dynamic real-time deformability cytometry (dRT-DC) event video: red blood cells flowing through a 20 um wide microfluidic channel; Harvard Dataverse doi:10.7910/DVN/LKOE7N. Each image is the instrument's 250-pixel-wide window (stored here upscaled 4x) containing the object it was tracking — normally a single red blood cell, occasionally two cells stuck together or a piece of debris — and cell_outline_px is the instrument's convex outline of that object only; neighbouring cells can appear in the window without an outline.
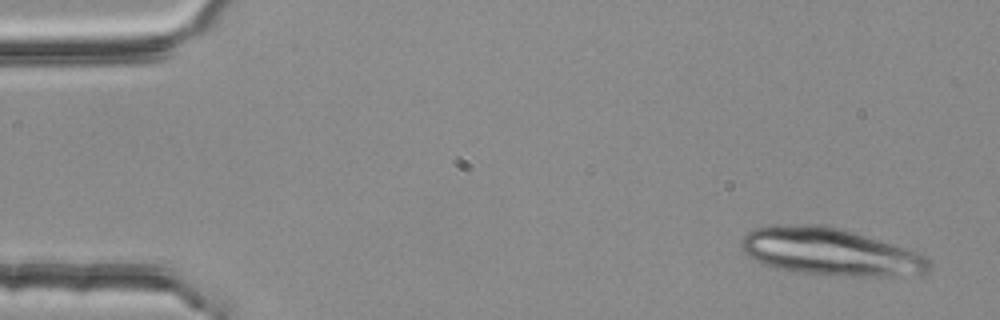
{"species": "common noctule bat (a hibernating species)", "species_latin": "Nyctalus noctula", "temperature_condition": "room temperature", "stored_images_in_passage": 3, "camera_frame_rate_fps": 3000, "um_per_image_px": 0.085, "animal": {"sex": "female", "body_mass_g": 25.1}, "frame": {"image": 1, "passage_image": 1, "time_ms": 0.0, "image_size_px": [1000, 320], "cell_outline_px": [[932, 264], [920, 276], [840, 276], [804, 272], [776, 268], [764, 264], [748, 256], [740, 248], [740, 240], [752, 228], [776, 224], [824, 224], [840, 228], [908, 248], [920, 252], [928, 256]], "centroid_in_image_um": [70.6, 21.39], "position_along_channel_um": 14.4, "area_um2": 52.42}}